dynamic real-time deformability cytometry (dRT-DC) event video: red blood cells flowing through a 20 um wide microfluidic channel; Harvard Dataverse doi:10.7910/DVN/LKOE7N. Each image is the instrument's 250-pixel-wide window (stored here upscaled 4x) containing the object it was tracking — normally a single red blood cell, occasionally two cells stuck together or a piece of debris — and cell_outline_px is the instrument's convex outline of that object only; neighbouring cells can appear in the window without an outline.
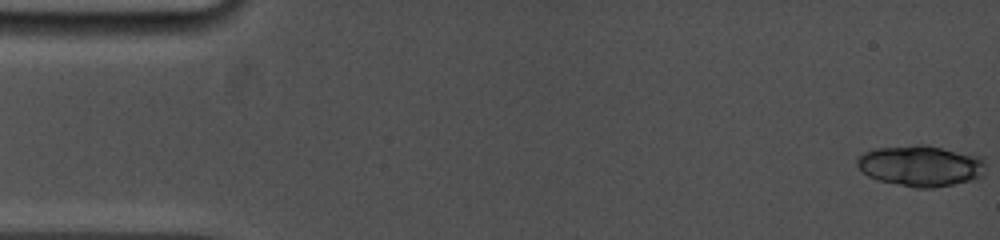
{"species": "common noctule bat (a hibernating species)", "species_latin": "Nyctalus noctula", "temperature_condition": "cold", "stored_images_in_passage": 6, "camera_frame_rate_fps": 5000, "um_per_image_px": 0.085, "animal": {"sex": "female", "body_mass_g": 19.0, "forearm_length_mm": 53.3}, "frame": {"image": 1, "passage_image": 1, "time_ms": 0.0, "image_size_px": [1000, 240], "cell_outline_px": [[984, 176], [936, 188], [916, 188], [876, 180], [868, 176], [856, 164], [856, 160], [864, 152], [876, 148], [916, 144], [924, 144], [984, 156]], "centroid_in_image_um": [78.27, 14.08], "position_along_channel_um": 6.7, "area_um2": 30.92}}
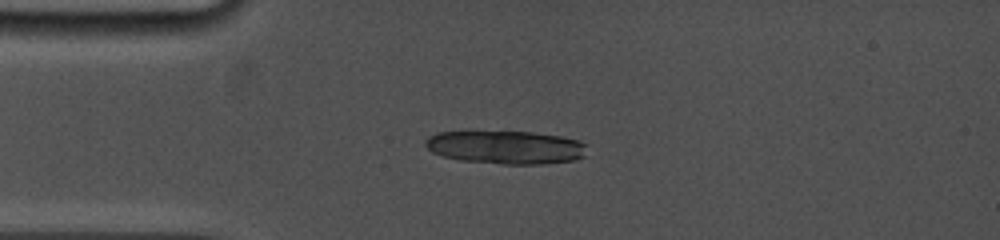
{"frame": {"image": 2, "passage_image": 6, "time_ms": 3.8, "image_size_px": [1000, 240], "cell_outline_px": [[588, 144], [584, 156], [576, 160], [540, 164], [504, 164], [460, 160], [444, 156], [432, 152], [424, 144], [424, 140], [428, 136], [436, 132], [532, 132], [560, 136], [580, 140]], "centroid_in_image_um": [43.02, 12.52], "position_along_channel_um": 42.0, "area_um2": 31.39}}